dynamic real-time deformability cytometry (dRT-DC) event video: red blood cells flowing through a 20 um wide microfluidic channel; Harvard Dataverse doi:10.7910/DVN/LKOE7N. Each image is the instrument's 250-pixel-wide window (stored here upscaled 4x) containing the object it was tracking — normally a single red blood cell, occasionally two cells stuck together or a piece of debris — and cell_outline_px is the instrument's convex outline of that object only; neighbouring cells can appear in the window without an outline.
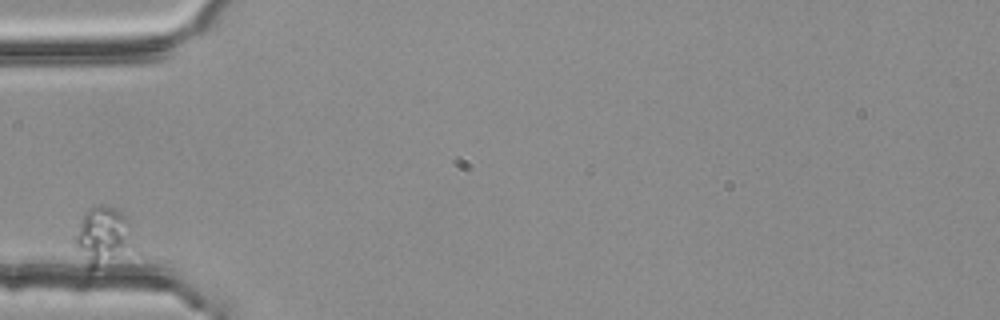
{"species": "common noctule bat (a hibernating species)", "species_latin": "Nyctalus noctula", "temperature_condition": "room temperature", "stored_images_in_passage": 3, "camera_frame_rate_fps": 3000, "um_per_image_px": 0.085, "animal": {"sex": "female", "body_mass_g": 25.1}, "frame": {"image": 1, "passage_image": 1, "time_ms": 0.0, "image_size_px": [1000, 320], "cell_outline_px": [[140, 252], [92, 268], [88, 268], [76, 248], [72, 240], [84, 212], [88, 208], [100, 204], [104, 204], [116, 208], [128, 220], [140, 248]], "centroid_in_image_um": [8.87, 20.09], "position_along_channel_um": 76.1, "area_um2": 21.21}}
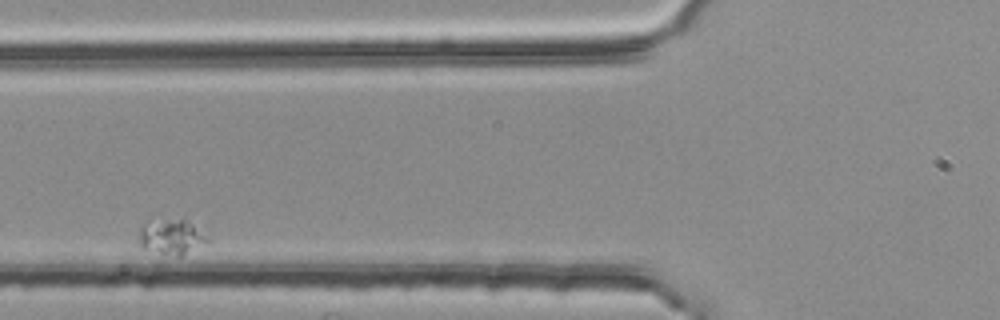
{"frame": {"image": 2, "passage_image": 2, "time_ms": 0.333, "image_size_px": [1000, 320], "cell_outline_px": [[212, 244], [180, 256], [176, 256], [140, 252], [136, 240], [140, 224], [148, 216], [188, 220], [208, 236], [212, 240]], "centroid_in_image_um": [14.47, 20.13], "position_along_channel_um": 111.3, "area_um2": 16.13}}
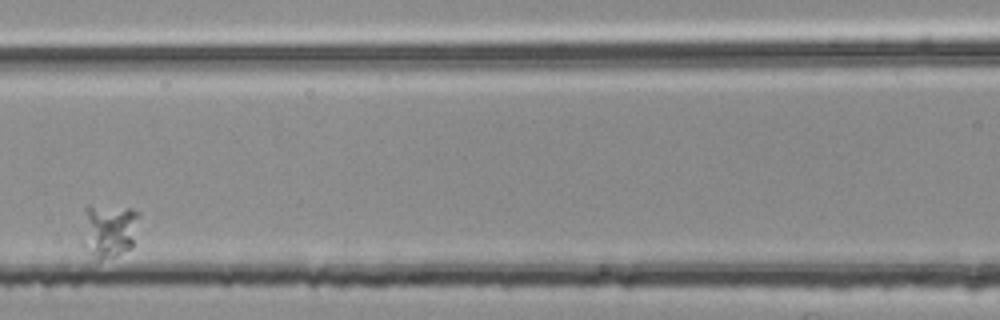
{"frame": {"image": 3, "passage_image": 3, "time_ms": 0.667, "image_size_px": [1000, 320], "cell_outline_px": [[140, 216], [132, 248], [112, 256], [100, 260], [96, 260], [80, 244], [80, 240], [84, 208], [88, 204], [132, 208], [140, 212]], "centroid_in_image_um": [9.21, 19.55], "position_along_channel_um": 157.4, "area_um2": 18.79}}